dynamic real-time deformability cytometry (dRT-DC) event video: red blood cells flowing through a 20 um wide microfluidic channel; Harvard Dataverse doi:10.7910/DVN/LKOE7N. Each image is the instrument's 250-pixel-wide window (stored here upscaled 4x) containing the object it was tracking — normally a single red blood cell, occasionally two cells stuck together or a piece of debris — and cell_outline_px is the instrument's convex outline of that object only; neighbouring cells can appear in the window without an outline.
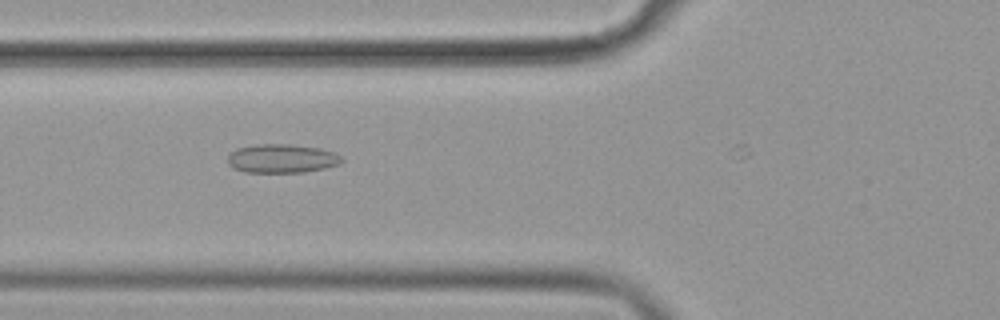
{"species": "common noctule bat (a hibernating species)", "species_latin": "Nyctalus noctula", "temperature_condition": "cold", "stored_images_in_passage": 6, "camera_frame_rate_fps": 3000, "um_per_image_px": 0.085, "animal": {"sex": "female", "body_mass_g": 19.9}, "frame": {"image": 1, "passage_image": 3, "time_ms": 0.667, "image_size_px": [1000, 320], "cell_outline_px": [[344, 160], [340, 164], [324, 168], [304, 172], [244, 172], [228, 164], [228, 156], [236, 148], [260, 144], [288, 144], [320, 148], [336, 152]], "centroid_in_image_um": [23.99, 13.47], "position_along_channel_um": 101.8, "area_um2": 19.07}}